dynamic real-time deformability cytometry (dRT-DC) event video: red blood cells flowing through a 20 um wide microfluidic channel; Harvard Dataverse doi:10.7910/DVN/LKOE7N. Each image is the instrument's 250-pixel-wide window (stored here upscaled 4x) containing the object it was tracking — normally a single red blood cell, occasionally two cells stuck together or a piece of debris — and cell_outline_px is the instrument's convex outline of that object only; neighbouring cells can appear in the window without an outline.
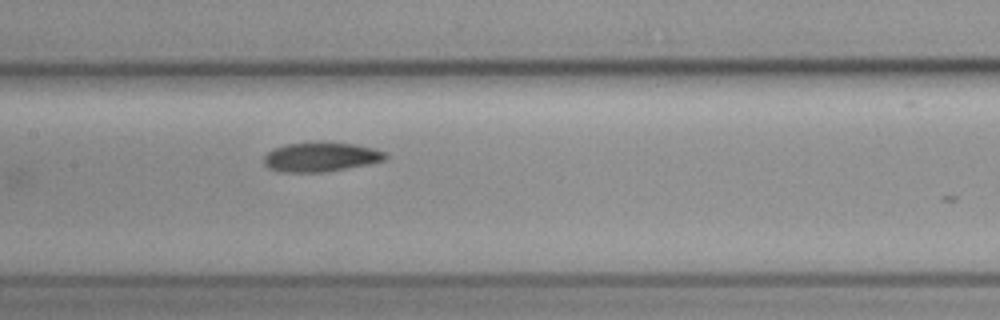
{"species": "common noctule bat (a hibernating species)", "species_latin": "Nyctalus noctula", "temperature_condition": "cold", "stored_images_in_passage": 7, "camera_frame_rate_fps": 3000, "um_per_image_px": 0.085, "animal": {"sex": "female", "body_mass_g": 19.3, "forearm_length_mm": 54.1}, "frame": {"image": 1, "passage_image": 7, "time_ms": 7.667, "image_size_px": [1000, 320], "cell_outline_px": [[388, 156], [384, 160], [372, 164], [324, 172], [284, 172], [268, 168], [264, 164], [264, 156], [272, 148], [284, 144], [356, 144], [376, 148], [384, 152]], "centroid_in_image_um": [27.29, 13.37], "position_along_channel_um": 180.1, "area_um2": 20.46}}